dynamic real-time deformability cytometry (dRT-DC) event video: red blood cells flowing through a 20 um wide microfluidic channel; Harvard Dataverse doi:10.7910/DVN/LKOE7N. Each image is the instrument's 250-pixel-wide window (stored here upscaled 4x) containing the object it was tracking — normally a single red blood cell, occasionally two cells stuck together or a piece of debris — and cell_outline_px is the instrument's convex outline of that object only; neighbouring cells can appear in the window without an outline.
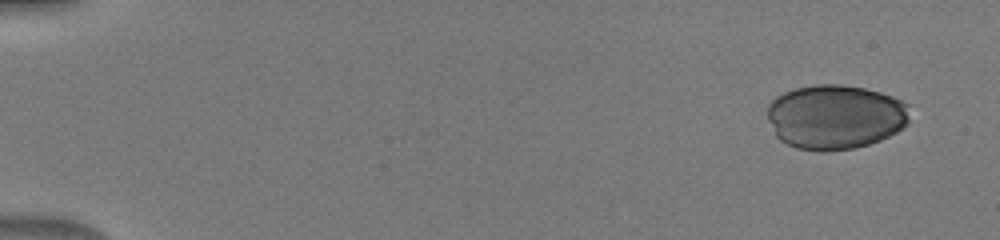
{"species": "human", "species_latin": "Homo sapiens", "temperature_condition": "warm", "stored_images_in_passage": 41, "camera_frame_rate_fps": 3000, "um_per_image_px": 0.085, "donor": {"sex": "male"}, "frame": {"image": 1, "passage_image": 1, "time_ms": 0.0, "image_size_px": [1000, 240], "cell_outline_px": [[908, 124], [896, 132], [880, 140], [856, 148], [828, 152], [820, 152], [796, 148], [780, 140], [776, 136], [768, 120], [768, 104], [776, 96], [784, 92], [796, 88], [816, 84], [840, 84], [864, 88], [880, 92], [892, 96], [908, 104]], "centroid_in_image_um": [70.98, 9.94], "position_along_channel_um": 14.0, "area_um2": 53.93}}